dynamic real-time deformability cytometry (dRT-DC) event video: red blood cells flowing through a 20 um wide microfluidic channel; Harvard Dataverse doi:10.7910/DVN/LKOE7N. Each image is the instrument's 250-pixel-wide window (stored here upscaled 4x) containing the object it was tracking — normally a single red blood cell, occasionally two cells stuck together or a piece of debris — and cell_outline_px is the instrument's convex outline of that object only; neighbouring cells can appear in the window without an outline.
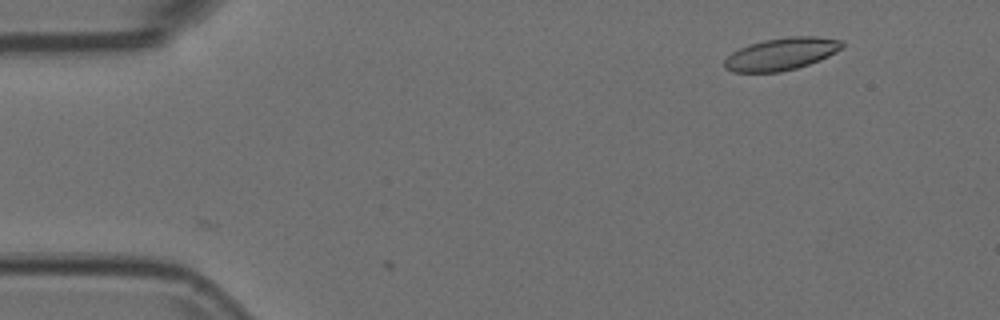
{"species": "Egyptian fruit bat (a non-hibernating species)", "species_latin": "Rousettus aegyptiacus", "temperature_condition": "room temperature", "stored_images_in_passage": 4, "camera_frame_rate_fps": 3000, "um_per_image_px": 0.085, "animal": {"sex": "female"}, "frame": {"image": 1, "passage_image": 2, "time_ms": 0.333, "image_size_px": [1000, 320], "cell_outline_px": [[844, 44], [836, 52], [820, 60], [796, 68], [780, 72], [732, 72], [724, 68], [724, 60], [732, 52], [748, 44], [764, 40], [788, 36], [816, 36], [844, 40]], "centroid_in_image_um": [66.41, 4.58], "position_along_channel_um": 18.6, "area_um2": 22.25}}